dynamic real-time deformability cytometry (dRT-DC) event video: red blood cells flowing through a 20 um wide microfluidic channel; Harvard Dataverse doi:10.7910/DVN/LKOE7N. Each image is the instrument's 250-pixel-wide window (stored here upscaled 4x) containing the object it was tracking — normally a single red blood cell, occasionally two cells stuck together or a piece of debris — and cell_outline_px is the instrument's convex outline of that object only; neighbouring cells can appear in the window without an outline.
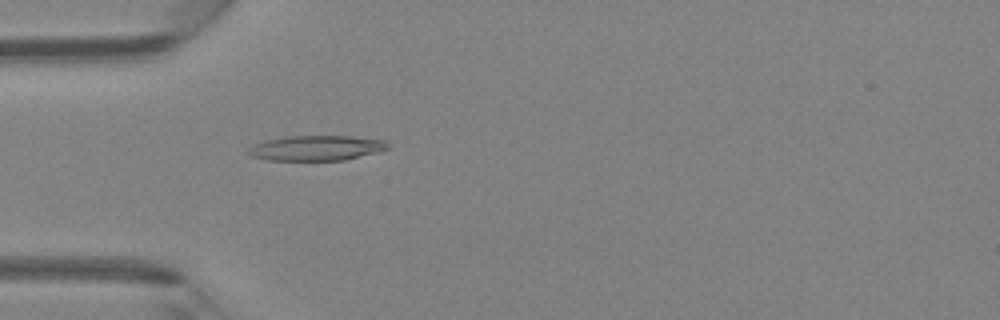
{"species": "Egyptian fruit bat (a non-hibernating species)", "species_latin": "Rousettus aegyptiacus", "temperature_condition": "room temperature", "stored_images_in_passage": 4, "camera_frame_rate_fps": 3000, "um_per_image_px": 0.085, "animal": {"sex": "female"}, "frame": {"image": 1, "passage_image": 4, "time_ms": 3.667, "image_size_px": [1000, 320], "cell_outline_px": [[392, 144], [388, 148], [376, 152], [344, 160], [268, 160], [252, 156], [248, 152], [248, 148], [264, 140], [288, 136], [348, 136], [388, 140]], "centroid_in_image_um": [26.93, 12.57], "position_along_channel_um": 58.1, "area_um2": 20.35}}